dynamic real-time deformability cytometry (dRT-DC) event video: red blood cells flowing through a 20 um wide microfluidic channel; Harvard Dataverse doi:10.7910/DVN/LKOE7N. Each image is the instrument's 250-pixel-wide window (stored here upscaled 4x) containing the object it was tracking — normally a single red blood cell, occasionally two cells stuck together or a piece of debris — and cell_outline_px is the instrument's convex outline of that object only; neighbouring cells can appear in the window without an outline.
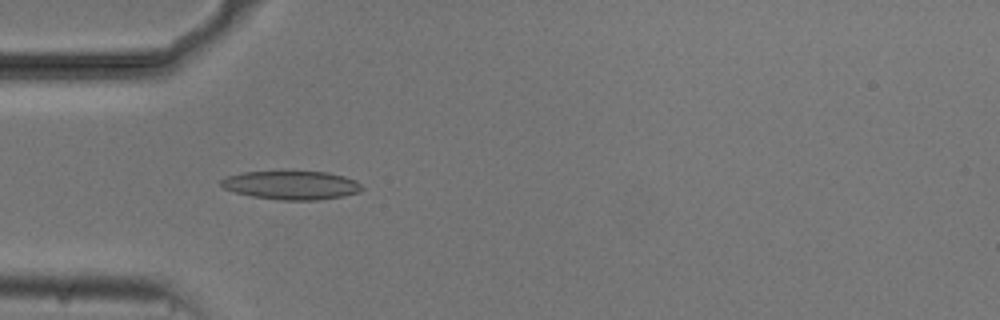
{"species": "common noctule bat (a hibernating species)", "species_latin": "Nyctalus noctula", "temperature_condition": "cold", "stored_images_in_passage": 39, "camera_frame_rate_fps": 3000, "um_per_image_px": 0.085, "animal": {"sex": "male", "body_mass_g": 20.5, "forearm_length_mm": 52.5}, "frame": {"image": 1, "passage_image": 2, "time_ms": 0.333, "image_size_px": [1000, 320], "cell_outline_px": [[364, 188], [360, 192], [344, 196], [320, 200], [280, 200], [252, 196], [236, 192], [224, 188], [220, 184], [220, 180], [228, 176], [244, 172], [328, 172], [344, 176], [356, 180]], "centroid_in_image_um": [24.82, 15.75], "position_along_channel_um": 60.2, "area_um2": 23.41}}
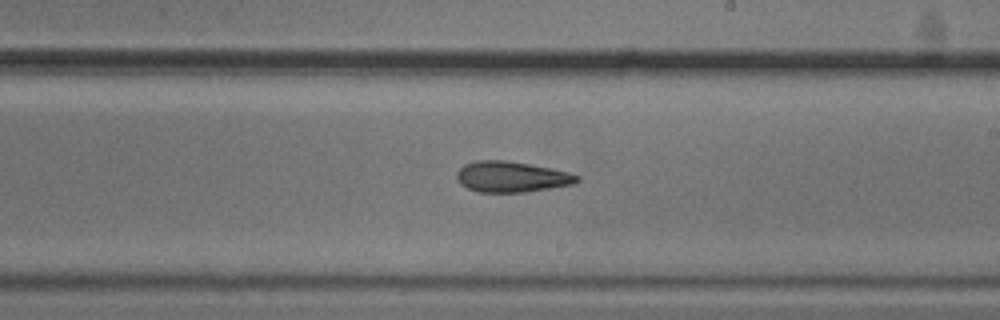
{"frame": {"image": 2, "passage_image": 17, "time_ms": 5.333, "image_size_px": [1000, 320], "cell_outline_px": [[580, 180], [572, 184], [524, 192], [480, 192], [468, 188], [460, 184], [456, 176], [456, 172], [464, 164], [476, 160], [504, 160], [528, 164], [568, 172], [580, 176]], "centroid_in_image_um": [43.44, 15.02], "position_along_channel_um": 245.6, "area_um2": 21.33}}
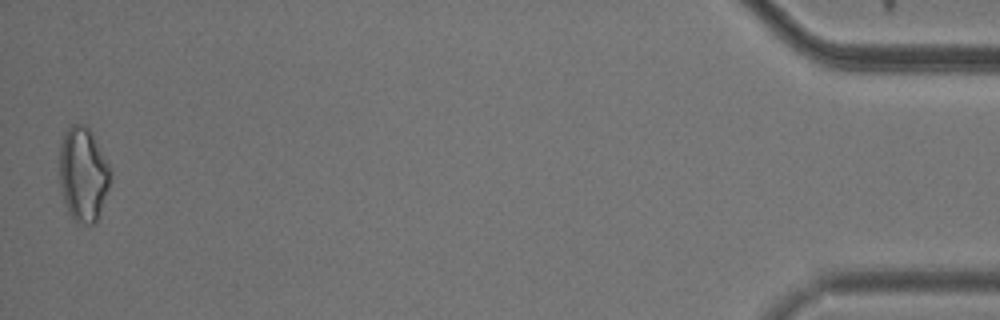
{"frame": {"image": 3, "passage_image": 39, "time_ms": 12.667, "image_size_px": [1000, 320], "cell_outline_px": [[112, 176], [100, 216], [96, 224], [76, 224], [68, 212], [64, 200], [60, 184], [60, 144], [64, 132], [72, 124], [84, 124], [92, 132], [108, 164]], "centroid_in_image_um": [7.08, 14.85], "position_along_channel_um": 428.1, "area_um2": 28.26}, "authors_computed_cell_mechanics": {"area_um2": 21.7906, "velocity_mm_per_s": 3.7325, "shape_relaxation_time_tau1_ms": null, "shape_relaxation_time_tau2_ms": 9.9332, "deformation_change_tau1": null, "deformation_change_tau2": 0.2125}}